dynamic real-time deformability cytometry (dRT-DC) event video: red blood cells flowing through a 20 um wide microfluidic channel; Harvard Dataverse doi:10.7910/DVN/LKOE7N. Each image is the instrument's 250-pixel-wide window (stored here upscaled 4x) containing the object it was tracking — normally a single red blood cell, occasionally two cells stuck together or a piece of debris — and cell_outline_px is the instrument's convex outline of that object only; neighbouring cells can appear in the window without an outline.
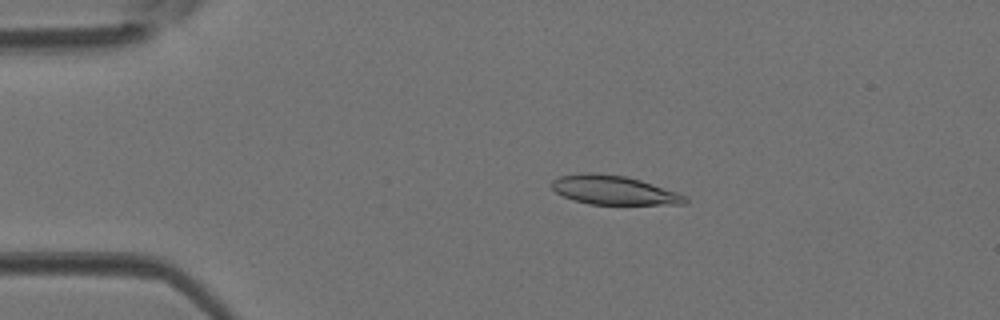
{"species": "Egyptian fruit bat (a non-hibernating species)", "species_latin": "Rousettus aegyptiacus", "temperature_condition": "room temperature", "stored_images_in_passage": 43, "camera_frame_rate_fps": 3000, "um_per_image_px": 0.085, "animal": {"sex": "female"}, "frame": {"image": 1, "passage_image": 9, "time_ms": 2.667, "image_size_px": [1000, 320], "cell_outline_px": [[688, 200], [684, 204], [588, 204], [572, 200], [556, 192], [552, 188], [552, 180], [560, 176], [580, 172], [592, 172], [624, 176], [640, 180], [688, 196]], "centroid_in_image_um": [52.14, 16.16], "position_along_channel_um": 32.9, "area_um2": 22.48}}
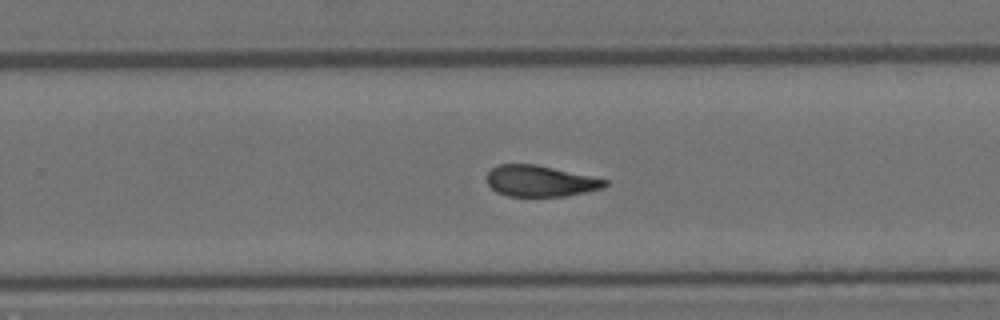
{"frame": {"image": 2, "passage_image": 28, "time_ms": 9.0, "image_size_px": [1000, 320], "cell_outline_px": [[608, 184], [604, 188], [568, 196], [508, 196], [496, 192], [488, 184], [488, 172], [496, 164], [536, 164], [608, 180]], "centroid_in_image_um": [45.93, 15.39], "position_along_channel_um": 283.9, "area_um2": 21.39}}
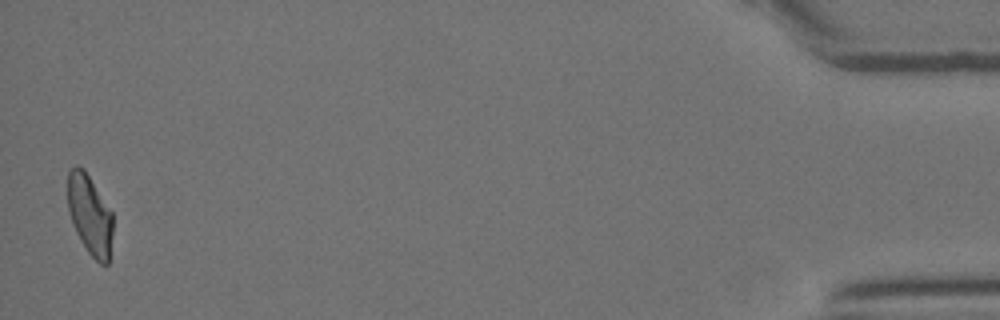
{"frame": {"image": 3, "passage_image": 43, "time_ms": 14.0, "image_size_px": [1000, 320], "cell_outline_px": [[112, 236], [108, 264], [100, 264], [88, 252], [80, 240], [72, 224], [68, 208], [68, 172], [76, 164], [84, 168], [112, 212]], "centroid_in_image_um": [7.63, 18.25], "position_along_channel_um": 427.6, "area_um2": 20.98}}